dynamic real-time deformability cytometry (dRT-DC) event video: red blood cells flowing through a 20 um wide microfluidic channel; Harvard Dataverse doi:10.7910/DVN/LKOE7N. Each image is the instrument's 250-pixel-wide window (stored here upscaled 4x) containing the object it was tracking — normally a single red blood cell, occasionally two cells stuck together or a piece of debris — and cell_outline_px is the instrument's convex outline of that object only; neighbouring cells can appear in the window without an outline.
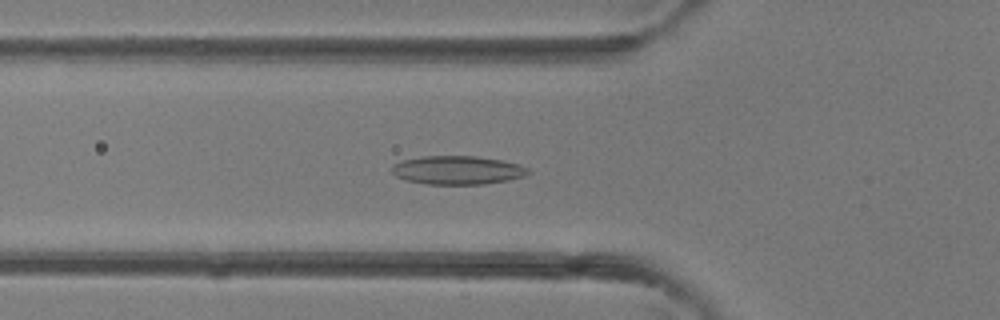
{"species": "common noctule bat (a hibernating species)", "species_latin": "Nyctalus noctula", "temperature_condition": "room temperature", "stored_images_in_passage": 41, "camera_frame_rate_fps": 3000, "um_per_image_px": 0.085, "animal": {"sex": "female"}, "frame": {"image": 1, "passage_image": 14, "time_ms": 4.333, "image_size_px": [1000, 320], "cell_outline_px": [[532, 172], [524, 176], [508, 180], [484, 184], [424, 184], [408, 180], [396, 176], [392, 172], [392, 164], [404, 160], [424, 156], [476, 156], [504, 160], [520, 164], [528, 168]], "centroid_in_image_um": [38.93, 14.46], "position_along_channel_um": 86.9, "area_um2": 22.77}}
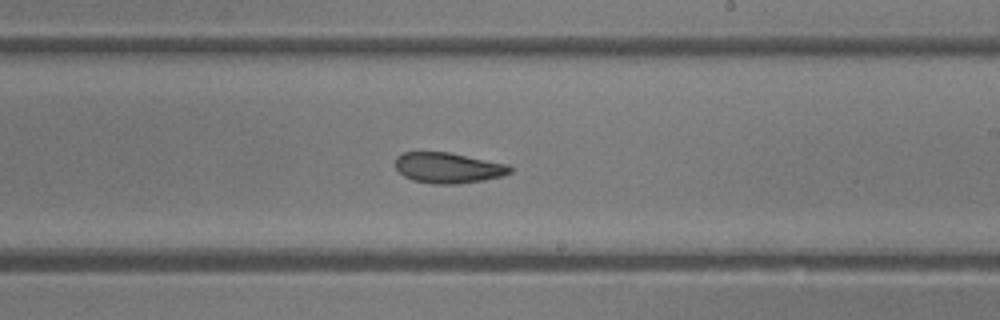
{"frame": {"image": 2, "passage_image": 24, "time_ms": 7.667, "image_size_px": [1000, 320], "cell_outline_px": [[512, 172], [504, 176], [484, 180], [456, 184], [432, 184], [412, 180], [404, 176], [396, 168], [396, 156], [404, 152], [448, 152], [508, 164], [512, 168]], "centroid_in_image_um": [38.11, 14.27], "position_along_channel_um": 250.9, "area_um2": 20.52}}
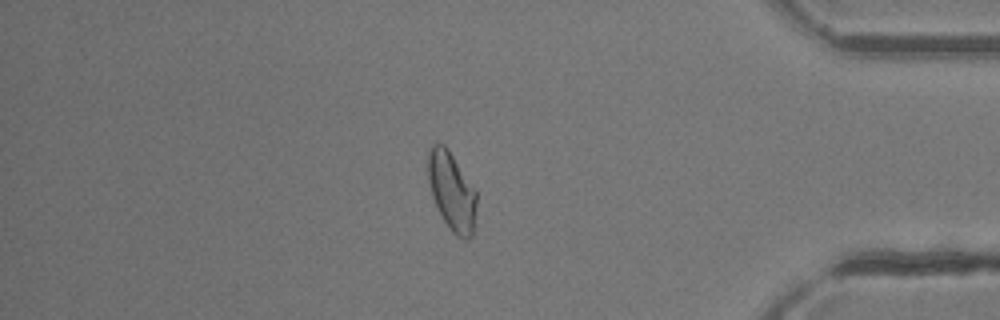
{"frame": {"image": 3, "passage_image": 35, "time_ms": 11.333, "image_size_px": [1000, 320], "cell_outline_px": [[476, 204], [472, 236], [468, 240], [464, 240], [456, 236], [452, 232], [444, 220], [432, 196], [428, 180], [428, 148], [436, 140], [444, 144], [448, 148], [476, 188]], "centroid_in_image_um": [38.4, 16.2], "position_along_channel_um": 396.8, "area_um2": 22.48}}